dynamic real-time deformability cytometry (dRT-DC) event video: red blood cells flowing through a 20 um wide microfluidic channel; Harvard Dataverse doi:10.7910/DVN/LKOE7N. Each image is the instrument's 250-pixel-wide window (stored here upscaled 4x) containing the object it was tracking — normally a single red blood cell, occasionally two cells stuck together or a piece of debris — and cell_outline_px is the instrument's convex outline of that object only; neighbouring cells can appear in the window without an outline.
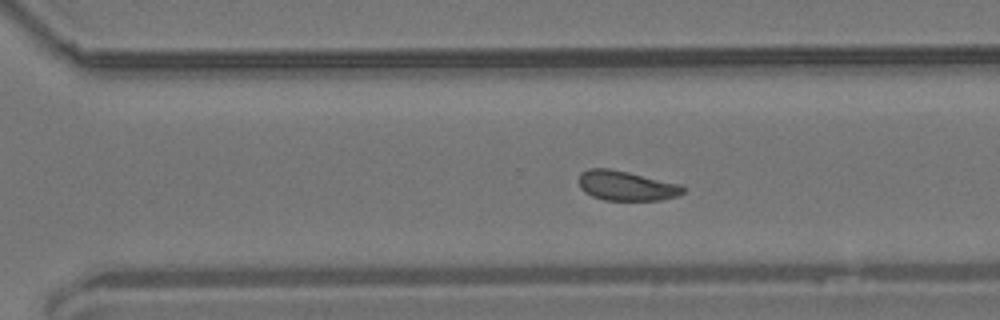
{"species": "common noctule bat (a hibernating species)", "species_latin": "Nyctalus noctula", "temperature_condition": "room temperature", "stored_images_in_passage": 33, "segment_of_instrument_passage": [2, 2], "camera_frame_rate_fps": 3000, "um_per_image_px": 0.085, "animal": {"sex": "male", "body_mass_g": 19.2, "forearm_length_mm": 51.8}, "frame": {"image": 1, "passage_image": 15, "time_ms": 4.667, "image_size_px": [1000, 320], "cell_outline_px": [[688, 188], [684, 192], [676, 196], [660, 200], [604, 200], [592, 196], [584, 192], [580, 188], [580, 172], [588, 168], [608, 168], [628, 172], [680, 184]], "centroid_in_image_um": [53.24, 15.79], "position_along_channel_um": 317.4, "area_um2": 18.09}}
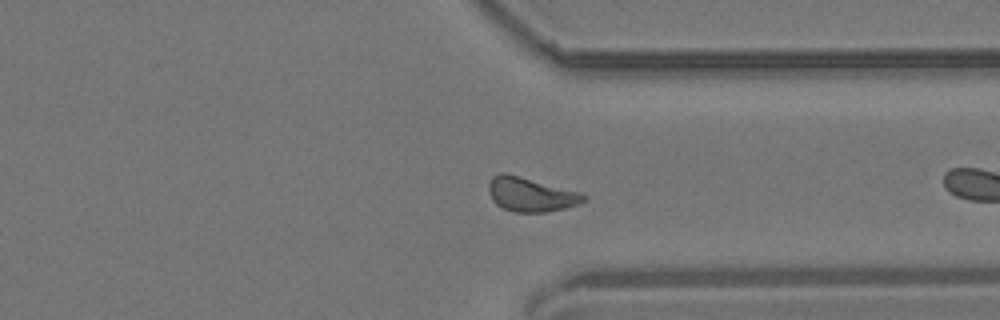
{"frame": {"image": 2, "passage_image": 19, "time_ms": 6.0, "image_size_px": [1000, 320], "cell_outline_px": [[588, 196], [580, 204], [564, 208], [544, 212], [516, 212], [504, 208], [496, 204], [492, 200], [488, 192], [488, 184], [492, 176], [500, 172], [504, 172], [580, 192]], "centroid_in_image_um": [45.09, 16.52], "position_along_channel_um": 366.3, "area_um2": 18.84}}